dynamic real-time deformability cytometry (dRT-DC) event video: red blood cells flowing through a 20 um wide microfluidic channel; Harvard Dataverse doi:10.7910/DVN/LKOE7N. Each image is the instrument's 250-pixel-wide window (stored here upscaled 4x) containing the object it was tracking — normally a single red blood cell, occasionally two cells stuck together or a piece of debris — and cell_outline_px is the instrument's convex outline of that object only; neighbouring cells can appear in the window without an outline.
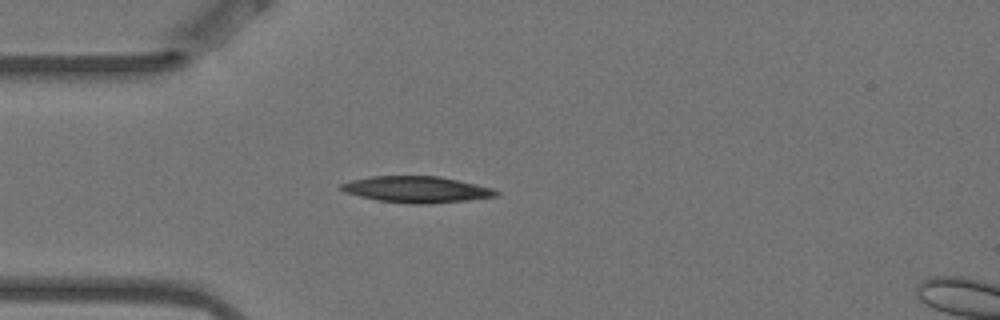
{"species": "Egyptian fruit bat (a non-hibernating species)", "species_latin": "Rousettus aegyptiacus", "temperature_condition": "warm", "stored_images_in_passage": 4, "camera_frame_rate_fps": 3000, "um_per_image_px": 0.085, "animal": {"sex": "female"}, "frame": {"image": 1, "passage_image": 3, "time_ms": 0.667, "image_size_px": [1000, 320], "cell_outline_px": [[500, 192], [496, 196], [468, 200], [428, 204], [412, 204], [376, 200], [344, 192], [340, 188], [340, 184], [352, 180], [372, 176], [440, 176], [476, 184], [492, 188]], "centroid_in_image_um": [35.41, 16.1], "position_along_channel_um": 49.6, "area_um2": 23.7}}